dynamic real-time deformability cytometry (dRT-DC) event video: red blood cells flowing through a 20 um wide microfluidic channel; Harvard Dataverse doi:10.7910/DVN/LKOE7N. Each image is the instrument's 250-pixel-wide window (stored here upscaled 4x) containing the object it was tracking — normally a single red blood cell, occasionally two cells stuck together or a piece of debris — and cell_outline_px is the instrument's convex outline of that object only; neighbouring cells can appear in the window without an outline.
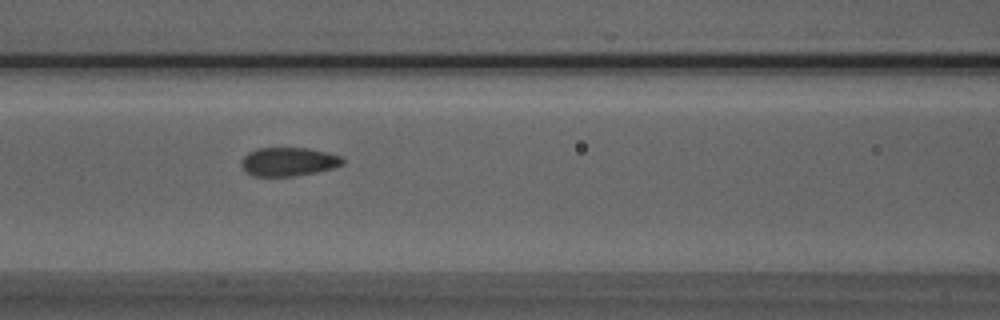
{"species": "Egyptian fruit bat (a non-hibernating species)", "species_latin": "Rousettus aegyptiacus", "temperature_condition": "room temperature", "stored_images_in_passage": 34, "camera_frame_rate_fps": 3000, "um_per_image_px": 0.085, "animal": {"sex": "male"}, "frame": {"image": 1, "passage_image": 11, "time_ms": 3.333, "image_size_px": [1000, 320], "cell_outline_px": [[344, 164], [332, 168], [316, 172], [296, 176], [252, 176], [240, 164], [240, 160], [248, 152], [256, 148], [308, 148], [344, 156]], "centroid_in_image_um": [24.53, 13.74], "position_along_channel_um": 142.1, "area_um2": 17.05}}
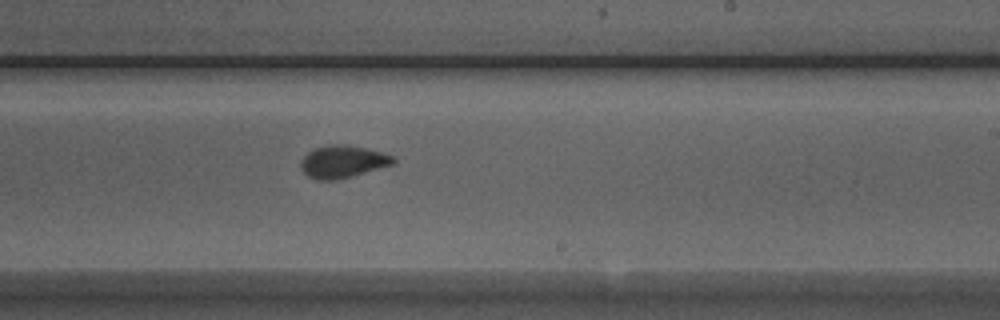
{"frame": {"image": 2, "passage_image": 20, "time_ms": 6.333, "image_size_px": [1000, 320], "cell_outline_px": [[396, 160], [392, 164], [348, 176], [332, 180], [316, 180], [308, 176], [304, 172], [300, 164], [300, 160], [312, 148], [332, 144], [348, 144], [384, 152], [396, 156]], "centroid_in_image_um": [29.12, 13.7], "position_along_channel_um": 259.9, "area_um2": 17.34}}
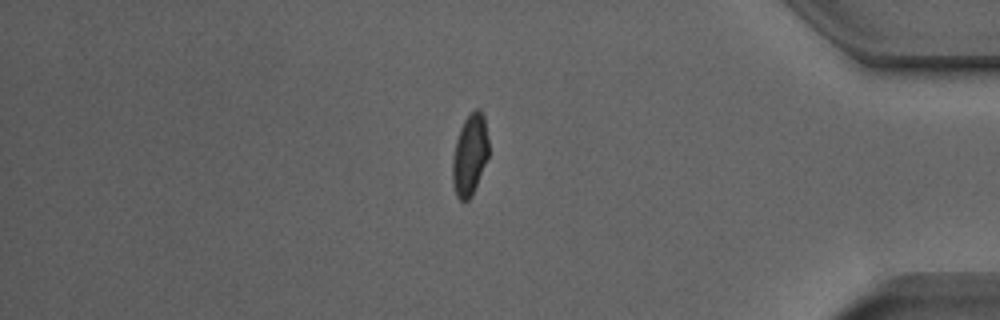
{"frame": {"image": 3, "passage_image": 33, "time_ms": 10.667, "image_size_px": [1000, 320], "cell_outline_px": [[488, 156], [472, 196], [468, 200], [460, 200], [456, 196], [452, 180], [452, 160], [456, 140], [460, 128], [464, 120], [476, 108], [480, 108], [484, 116], [488, 140]], "centroid_in_image_um": [39.93, 13.16], "position_along_channel_um": 395.3, "area_um2": 17.05}}